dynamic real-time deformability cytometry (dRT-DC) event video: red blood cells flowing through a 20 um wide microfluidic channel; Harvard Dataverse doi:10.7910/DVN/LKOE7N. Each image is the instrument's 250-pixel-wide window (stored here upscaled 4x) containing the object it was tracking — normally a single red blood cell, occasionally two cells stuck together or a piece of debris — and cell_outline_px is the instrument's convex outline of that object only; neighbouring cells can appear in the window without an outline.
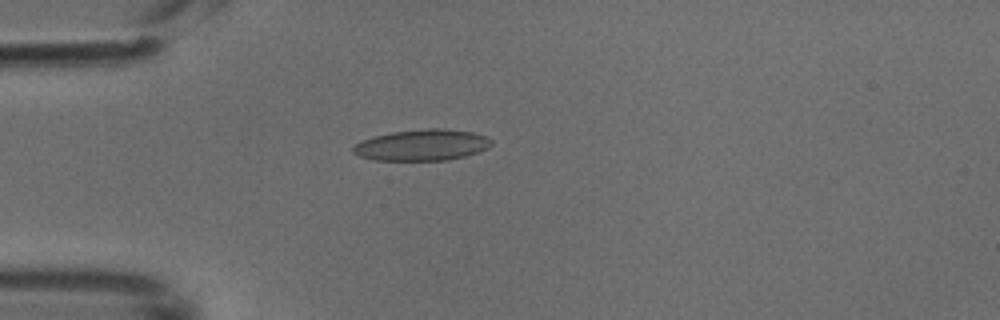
{"species": "common noctule bat (a hibernating species)", "species_latin": "Nyctalus noctula", "temperature_condition": "cold", "stored_images_in_passage": 38, "camera_frame_rate_fps": 3000, "um_per_image_px": 0.085, "animal": {"sex": "male", "body_mass_g": 18.8}, "frame": {"image": 1, "passage_image": 2, "time_ms": 0.333, "image_size_px": [1000, 320], "cell_outline_px": [[492, 144], [488, 148], [480, 152], [448, 160], [372, 160], [360, 156], [352, 152], [352, 148], [360, 140], [372, 136], [392, 132], [424, 128], [440, 128], [472, 132], [488, 136], [492, 140]], "centroid_in_image_um": [35.88, 12.32], "position_along_channel_um": 49.1, "area_um2": 25.37}}
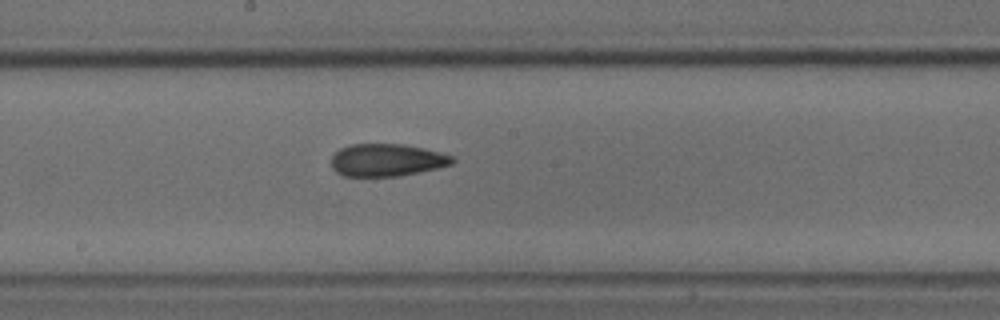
{"frame": {"image": 2, "passage_image": 15, "time_ms": 4.667, "image_size_px": [1000, 320], "cell_outline_px": [[456, 160], [452, 164], [440, 168], [400, 176], [344, 176], [336, 172], [332, 168], [332, 156], [340, 148], [352, 144], [404, 144], [424, 148], [440, 152], [452, 156]], "centroid_in_image_um": [32.91, 13.61], "position_along_channel_um": 215.3, "area_um2": 23.06}}
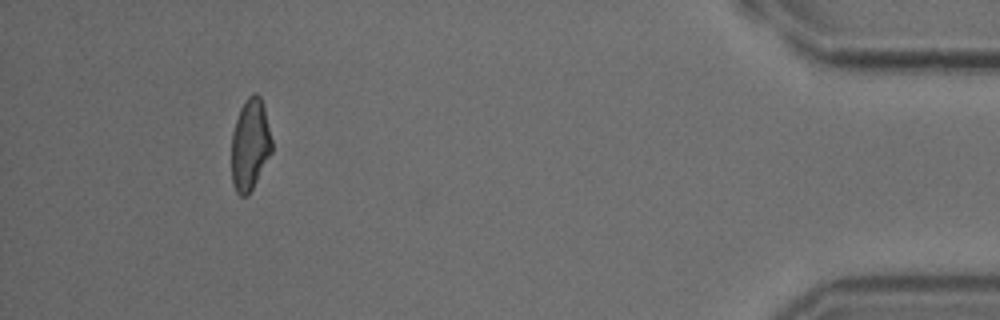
{"frame": {"image": 3, "passage_image": 34, "time_ms": 11.0, "image_size_px": [1000, 320], "cell_outline_px": [[272, 152], [248, 196], [240, 196], [236, 192], [232, 184], [232, 132], [240, 108], [244, 100], [252, 92], [256, 92], [260, 96], [264, 108], [272, 140]], "centroid_in_image_um": [21.25, 12.29], "position_along_channel_um": 414.0, "area_um2": 21.56}}